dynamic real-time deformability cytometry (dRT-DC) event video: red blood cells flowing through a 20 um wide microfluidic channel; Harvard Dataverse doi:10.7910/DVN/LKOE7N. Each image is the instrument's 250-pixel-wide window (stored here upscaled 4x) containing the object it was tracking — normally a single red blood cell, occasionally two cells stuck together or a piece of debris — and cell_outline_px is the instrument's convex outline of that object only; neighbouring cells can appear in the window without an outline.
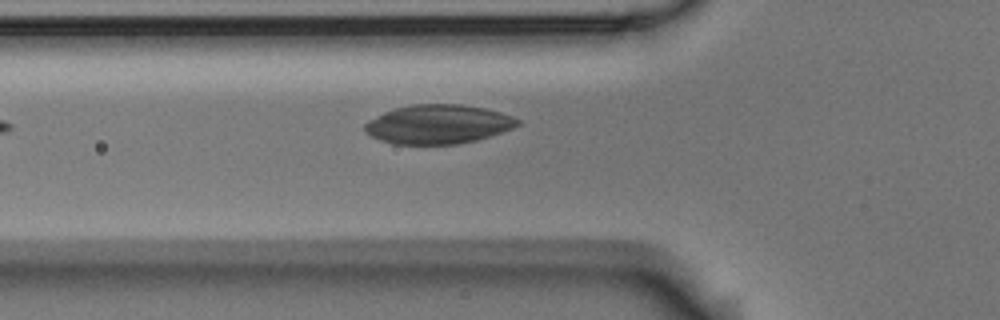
{"species": "Egyptian fruit bat (a non-hibernating species)", "species_latin": "Rousettus aegyptiacus", "temperature_condition": "room temperature", "stored_images_in_passage": 5, "camera_frame_rate_fps": 3000, "um_per_image_px": 0.085, "animal": {"sex": "male"}, "frame": {"image": 1, "passage_image": 5, "time_ms": 1.333, "image_size_px": [1000, 320], "cell_outline_px": [[520, 124], [512, 128], [476, 140], [456, 144], [392, 144], [380, 140], [364, 132], [364, 124], [368, 120], [384, 112], [396, 108], [412, 104], [460, 104], [484, 108], [500, 112], [512, 116], [520, 120]], "centroid_in_image_um": [37.21, 10.56], "position_along_channel_um": 88.6, "area_um2": 34.68}}